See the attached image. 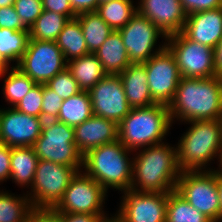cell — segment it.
Returning <instances> with one entry per match:
<instances>
[{
	"label": "cell",
	"mask_w": 222,
	"mask_h": 222,
	"mask_svg": "<svg viewBox=\"0 0 222 222\" xmlns=\"http://www.w3.org/2000/svg\"><path fill=\"white\" fill-rule=\"evenodd\" d=\"M118 31L132 64L144 63L166 47V42L158 48L155 47L158 38L162 37L166 40L167 37L138 11L131 17L129 23Z\"/></svg>",
	"instance_id": "7c38bea8"
},
{
	"label": "cell",
	"mask_w": 222,
	"mask_h": 222,
	"mask_svg": "<svg viewBox=\"0 0 222 222\" xmlns=\"http://www.w3.org/2000/svg\"><path fill=\"white\" fill-rule=\"evenodd\" d=\"M69 19L62 14L43 10L29 29V39L56 41Z\"/></svg>",
	"instance_id": "4dcf8cb0"
},
{
	"label": "cell",
	"mask_w": 222,
	"mask_h": 222,
	"mask_svg": "<svg viewBox=\"0 0 222 222\" xmlns=\"http://www.w3.org/2000/svg\"><path fill=\"white\" fill-rule=\"evenodd\" d=\"M0 28H7L15 31H29L22 23L13 5L0 7Z\"/></svg>",
	"instance_id": "8d00e7d4"
},
{
	"label": "cell",
	"mask_w": 222,
	"mask_h": 222,
	"mask_svg": "<svg viewBox=\"0 0 222 222\" xmlns=\"http://www.w3.org/2000/svg\"><path fill=\"white\" fill-rule=\"evenodd\" d=\"M137 11L154 23L166 37L182 32L187 18L180 0H140Z\"/></svg>",
	"instance_id": "e0dca14e"
},
{
	"label": "cell",
	"mask_w": 222,
	"mask_h": 222,
	"mask_svg": "<svg viewBox=\"0 0 222 222\" xmlns=\"http://www.w3.org/2000/svg\"><path fill=\"white\" fill-rule=\"evenodd\" d=\"M43 10L65 15L69 20L76 18L70 0H42Z\"/></svg>",
	"instance_id": "ab89813d"
},
{
	"label": "cell",
	"mask_w": 222,
	"mask_h": 222,
	"mask_svg": "<svg viewBox=\"0 0 222 222\" xmlns=\"http://www.w3.org/2000/svg\"><path fill=\"white\" fill-rule=\"evenodd\" d=\"M168 110L173 123L222 120V77H182Z\"/></svg>",
	"instance_id": "6da1fadb"
},
{
	"label": "cell",
	"mask_w": 222,
	"mask_h": 222,
	"mask_svg": "<svg viewBox=\"0 0 222 222\" xmlns=\"http://www.w3.org/2000/svg\"><path fill=\"white\" fill-rule=\"evenodd\" d=\"M107 191L92 177L79 171L71 179L62 198L53 207L59 213H86L105 217Z\"/></svg>",
	"instance_id": "30bf717a"
},
{
	"label": "cell",
	"mask_w": 222,
	"mask_h": 222,
	"mask_svg": "<svg viewBox=\"0 0 222 222\" xmlns=\"http://www.w3.org/2000/svg\"><path fill=\"white\" fill-rule=\"evenodd\" d=\"M93 115L91 98L88 91H80L63 100L57 121L75 127Z\"/></svg>",
	"instance_id": "484cf974"
},
{
	"label": "cell",
	"mask_w": 222,
	"mask_h": 222,
	"mask_svg": "<svg viewBox=\"0 0 222 222\" xmlns=\"http://www.w3.org/2000/svg\"><path fill=\"white\" fill-rule=\"evenodd\" d=\"M217 187H218V194L221 205V221H222V171L220 169H217Z\"/></svg>",
	"instance_id": "f6af8a7d"
},
{
	"label": "cell",
	"mask_w": 222,
	"mask_h": 222,
	"mask_svg": "<svg viewBox=\"0 0 222 222\" xmlns=\"http://www.w3.org/2000/svg\"><path fill=\"white\" fill-rule=\"evenodd\" d=\"M63 99L46 84H43L42 119L57 120Z\"/></svg>",
	"instance_id": "d590c367"
},
{
	"label": "cell",
	"mask_w": 222,
	"mask_h": 222,
	"mask_svg": "<svg viewBox=\"0 0 222 222\" xmlns=\"http://www.w3.org/2000/svg\"><path fill=\"white\" fill-rule=\"evenodd\" d=\"M82 168H72L47 160H39L34 181L27 196L33 207L53 208L62 198L71 179Z\"/></svg>",
	"instance_id": "ba28073f"
},
{
	"label": "cell",
	"mask_w": 222,
	"mask_h": 222,
	"mask_svg": "<svg viewBox=\"0 0 222 222\" xmlns=\"http://www.w3.org/2000/svg\"><path fill=\"white\" fill-rule=\"evenodd\" d=\"M109 1H112V0H99V4L109 2Z\"/></svg>",
	"instance_id": "c3c4849f"
},
{
	"label": "cell",
	"mask_w": 222,
	"mask_h": 222,
	"mask_svg": "<svg viewBox=\"0 0 222 222\" xmlns=\"http://www.w3.org/2000/svg\"><path fill=\"white\" fill-rule=\"evenodd\" d=\"M142 64L146 68L152 99L156 103L169 105L182 78L175 57L165 47Z\"/></svg>",
	"instance_id": "4fadbf2b"
},
{
	"label": "cell",
	"mask_w": 222,
	"mask_h": 222,
	"mask_svg": "<svg viewBox=\"0 0 222 222\" xmlns=\"http://www.w3.org/2000/svg\"><path fill=\"white\" fill-rule=\"evenodd\" d=\"M117 211L124 222H166L168 193L127 189Z\"/></svg>",
	"instance_id": "5bb4252c"
},
{
	"label": "cell",
	"mask_w": 222,
	"mask_h": 222,
	"mask_svg": "<svg viewBox=\"0 0 222 222\" xmlns=\"http://www.w3.org/2000/svg\"><path fill=\"white\" fill-rule=\"evenodd\" d=\"M165 42L175 57L182 77L218 76L214 65V49L188 39L182 32L168 36Z\"/></svg>",
	"instance_id": "9c48e42d"
},
{
	"label": "cell",
	"mask_w": 222,
	"mask_h": 222,
	"mask_svg": "<svg viewBox=\"0 0 222 222\" xmlns=\"http://www.w3.org/2000/svg\"><path fill=\"white\" fill-rule=\"evenodd\" d=\"M37 84H46L67 67L56 41L29 39L26 52L15 65Z\"/></svg>",
	"instance_id": "8fae6325"
},
{
	"label": "cell",
	"mask_w": 222,
	"mask_h": 222,
	"mask_svg": "<svg viewBox=\"0 0 222 222\" xmlns=\"http://www.w3.org/2000/svg\"><path fill=\"white\" fill-rule=\"evenodd\" d=\"M94 54L108 74L118 75L132 64L119 31L109 35Z\"/></svg>",
	"instance_id": "44dd1931"
},
{
	"label": "cell",
	"mask_w": 222,
	"mask_h": 222,
	"mask_svg": "<svg viewBox=\"0 0 222 222\" xmlns=\"http://www.w3.org/2000/svg\"><path fill=\"white\" fill-rule=\"evenodd\" d=\"M46 85L63 100L81 91L78 82L73 78V75L67 67L63 71L57 73Z\"/></svg>",
	"instance_id": "d6a6232c"
},
{
	"label": "cell",
	"mask_w": 222,
	"mask_h": 222,
	"mask_svg": "<svg viewBox=\"0 0 222 222\" xmlns=\"http://www.w3.org/2000/svg\"><path fill=\"white\" fill-rule=\"evenodd\" d=\"M79 20L89 53H95L114 30L96 11L81 13Z\"/></svg>",
	"instance_id": "d4e9b609"
},
{
	"label": "cell",
	"mask_w": 222,
	"mask_h": 222,
	"mask_svg": "<svg viewBox=\"0 0 222 222\" xmlns=\"http://www.w3.org/2000/svg\"><path fill=\"white\" fill-rule=\"evenodd\" d=\"M44 120L18 111L0 108V143L9 147H33L42 132Z\"/></svg>",
	"instance_id": "2e32d148"
},
{
	"label": "cell",
	"mask_w": 222,
	"mask_h": 222,
	"mask_svg": "<svg viewBox=\"0 0 222 222\" xmlns=\"http://www.w3.org/2000/svg\"><path fill=\"white\" fill-rule=\"evenodd\" d=\"M11 147L0 143V183L10 179Z\"/></svg>",
	"instance_id": "60d3db41"
},
{
	"label": "cell",
	"mask_w": 222,
	"mask_h": 222,
	"mask_svg": "<svg viewBox=\"0 0 222 222\" xmlns=\"http://www.w3.org/2000/svg\"><path fill=\"white\" fill-rule=\"evenodd\" d=\"M5 75L2 94H4L6 102L10 103L11 107H14L28 94L36 83L14 65L10 66V68L4 67L0 78L5 77Z\"/></svg>",
	"instance_id": "83f0119b"
},
{
	"label": "cell",
	"mask_w": 222,
	"mask_h": 222,
	"mask_svg": "<svg viewBox=\"0 0 222 222\" xmlns=\"http://www.w3.org/2000/svg\"><path fill=\"white\" fill-rule=\"evenodd\" d=\"M39 160L72 168L83 167V155L75 144L74 127L57 120H45L40 137L33 145Z\"/></svg>",
	"instance_id": "8992f818"
},
{
	"label": "cell",
	"mask_w": 222,
	"mask_h": 222,
	"mask_svg": "<svg viewBox=\"0 0 222 222\" xmlns=\"http://www.w3.org/2000/svg\"><path fill=\"white\" fill-rule=\"evenodd\" d=\"M75 144L84 156L88 151L118 140V125L111 120L92 115L74 127Z\"/></svg>",
	"instance_id": "d6986e66"
},
{
	"label": "cell",
	"mask_w": 222,
	"mask_h": 222,
	"mask_svg": "<svg viewBox=\"0 0 222 222\" xmlns=\"http://www.w3.org/2000/svg\"><path fill=\"white\" fill-rule=\"evenodd\" d=\"M63 52L66 62L89 54L80 22L77 18L70 19L59 33L56 40Z\"/></svg>",
	"instance_id": "cb8c5ba5"
},
{
	"label": "cell",
	"mask_w": 222,
	"mask_h": 222,
	"mask_svg": "<svg viewBox=\"0 0 222 222\" xmlns=\"http://www.w3.org/2000/svg\"><path fill=\"white\" fill-rule=\"evenodd\" d=\"M67 69L78 82L81 91H89L98 81L108 75L94 53L67 62Z\"/></svg>",
	"instance_id": "7402d4cb"
},
{
	"label": "cell",
	"mask_w": 222,
	"mask_h": 222,
	"mask_svg": "<svg viewBox=\"0 0 222 222\" xmlns=\"http://www.w3.org/2000/svg\"><path fill=\"white\" fill-rule=\"evenodd\" d=\"M166 222H213L175 190L168 193Z\"/></svg>",
	"instance_id": "1f68e13d"
},
{
	"label": "cell",
	"mask_w": 222,
	"mask_h": 222,
	"mask_svg": "<svg viewBox=\"0 0 222 222\" xmlns=\"http://www.w3.org/2000/svg\"><path fill=\"white\" fill-rule=\"evenodd\" d=\"M88 92L95 116L111 120L118 125L131 110L119 75L108 74Z\"/></svg>",
	"instance_id": "9a60e30c"
},
{
	"label": "cell",
	"mask_w": 222,
	"mask_h": 222,
	"mask_svg": "<svg viewBox=\"0 0 222 222\" xmlns=\"http://www.w3.org/2000/svg\"><path fill=\"white\" fill-rule=\"evenodd\" d=\"M96 12L114 31H118L129 23L137 6L133 5V0H112L99 4Z\"/></svg>",
	"instance_id": "f546056e"
},
{
	"label": "cell",
	"mask_w": 222,
	"mask_h": 222,
	"mask_svg": "<svg viewBox=\"0 0 222 222\" xmlns=\"http://www.w3.org/2000/svg\"><path fill=\"white\" fill-rule=\"evenodd\" d=\"M29 31H15L0 28V63L10 67L13 62L17 65L27 49Z\"/></svg>",
	"instance_id": "4316f807"
},
{
	"label": "cell",
	"mask_w": 222,
	"mask_h": 222,
	"mask_svg": "<svg viewBox=\"0 0 222 222\" xmlns=\"http://www.w3.org/2000/svg\"><path fill=\"white\" fill-rule=\"evenodd\" d=\"M33 147H11L10 179L20 187H31L38 164Z\"/></svg>",
	"instance_id": "603a6c76"
},
{
	"label": "cell",
	"mask_w": 222,
	"mask_h": 222,
	"mask_svg": "<svg viewBox=\"0 0 222 222\" xmlns=\"http://www.w3.org/2000/svg\"><path fill=\"white\" fill-rule=\"evenodd\" d=\"M43 84H35L28 94L16 105L18 111L42 118Z\"/></svg>",
	"instance_id": "836d02e7"
},
{
	"label": "cell",
	"mask_w": 222,
	"mask_h": 222,
	"mask_svg": "<svg viewBox=\"0 0 222 222\" xmlns=\"http://www.w3.org/2000/svg\"><path fill=\"white\" fill-rule=\"evenodd\" d=\"M3 69H4V66L0 63V75H1V73L3 71Z\"/></svg>",
	"instance_id": "681fc988"
},
{
	"label": "cell",
	"mask_w": 222,
	"mask_h": 222,
	"mask_svg": "<svg viewBox=\"0 0 222 222\" xmlns=\"http://www.w3.org/2000/svg\"><path fill=\"white\" fill-rule=\"evenodd\" d=\"M175 191L213 222H221L217 169L181 172Z\"/></svg>",
	"instance_id": "52a82bcc"
},
{
	"label": "cell",
	"mask_w": 222,
	"mask_h": 222,
	"mask_svg": "<svg viewBox=\"0 0 222 222\" xmlns=\"http://www.w3.org/2000/svg\"><path fill=\"white\" fill-rule=\"evenodd\" d=\"M168 105L131 108L118 124V140L131 151L164 143L173 125Z\"/></svg>",
	"instance_id": "277c9868"
},
{
	"label": "cell",
	"mask_w": 222,
	"mask_h": 222,
	"mask_svg": "<svg viewBox=\"0 0 222 222\" xmlns=\"http://www.w3.org/2000/svg\"><path fill=\"white\" fill-rule=\"evenodd\" d=\"M131 152L119 140L104 144L83 156L82 170L106 191L112 188L122 193L131 188L133 157H128Z\"/></svg>",
	"instance_id": "5b68a950"
},
{
	"label": "cell",
	"mask_w": 222,
	"mask_h": 222,
	"mask_svg": "<svg viewBox=\"0 0 222 222\" xmlns=\"http://www.w3.org/2000/svg\"><path fill=\"white\" fill-rule=\"evenodd\" d=\"M32 208L27 194L20 196L0 190V222H27Z\"/></svg>",
	"instance_id": "f1b7e54d"
},
{
	"label": "cell",
	"mask_w": 222,
	"mask_h": 222,
	"mask_svg": "<svg viewBox=\"0 0 222 222\" xmlns=\"http://www.w3.org/2000/svg\"><path fill=\"white\" fill-rule=\"evenodd\" d=\"M100 222H124V221L116 213L112 217H108V216L103 217Z\"/></svg>",
	"instance_id": "bcb514c9"
},
{
	"label": "cell",
	"mask_w": 222,
	"mask_h": 222,
	"mask_svg": "<svg viewBox=\"0 0 222 222\" xmlns=\"http://www.w3.org/2000/svg\"><path fill=\"white\" fill-rule=\"evenodd\" d=\"M72 9L76 15L97 11L99 0H70Z\"/></svg>",
	"instance_id": "b9f144b4"
},
{
	"label": "cell",
	"mask_w": 222,
	"mask_h": 222,
	"mask_svg": "<svg viewBox=\"0 0 222 222\" xmlns=\"http://www.w3.org/2000/svg\"><path fill=\"white\" fill-rule=\"evenodd\" d=\"M187 15L222 7V0H180Z\"/></svg>",
	"instance_id": "74e56055"
},
{
	"label": "cell",
	"mask_w": 222,
	"mask_h": 222,
	"mask_svg": "<svg viewBox=\"0 0 222 222\" xmlns=\"http://www.w3.org/2000/svg\"><path fill=\"white\" fill-rule=\"evenodd\" d=\"M27 222H61V214L54 208L33 207Z\"/></svg>",
	"instance_id": "f35d334b"
},
{
	"label": "cell",
	"mask_w": 222,
	"mask_h": 222,
	"mask_svg": "<svg viewBox=\"0 0 222 222\" xmlns=\"http://www.w3.org/2000/svg\"><path fill=\"white\" fill-rule=\"evenodd\" d=\"M190 127L176 145L178 165L182 172L212 171L207 166L218 158L222 163V120L188 121ZM218 156V157H217Z\"/></svg>",
	"instance_id": "3957f363"
},
{
	"label": "cell",
	"mask_w": 222,
	"mask_h": 222,
	"mask_svg": "<svg viewBox=\"0 0 222 222\" xmlns=\"http://www.w3.org/2000/svg\"><path fill=\"white\" fill-rule=\"evenodd\" d=\"M182 33L194 42L215 49L222 39V7L187 15Z\"/></svg>",
	"instance_id": "ac0fdd59"
},
{
	"label": "cell",
	"mask_w": 222,
	"mask_h": 222,
	"mask_svg": "<svg viewBox=\"0 0 222 222\" xmlns=\"http://www.w3.org/2000/svg\"><path fill=\"white\" fill-rule=\"evenodd\" d=\"M121 78L127 102L131 108L149 107L156 102L152 99L145 66L130 64L118 74Z\"/></svg>",
	"instance_id": "ffe728a7"
},
{
	"label": "cell",
	"mask_w": 222,
	"mask_h": 222,
	"mask_svg": "<svg viewBox=\"0 0 222 222\" xmlns=\"http://www.w3.org/2000/svg\"><path fill=\"white\" fill-rule=\"evenodd\" d=\"M167 142L135 151L131 188L143 192L169 193L181 174L176 147Z\"/></svg>",
	"instance_id": "7a4b0ae2"
},
{
	"label": "cell",
	"mask_w": 222,
	"mask_h": 222,
	"mask_svg": "<svg viewBox=\"0 0 222 222\" xmlns=\"http://www.w3.org/2000/svg\"><path fill=\"white\" fill-rule=\"evenodd\" d=\"M61 222H100L103 217L86 213H60Z\"/></svg>",
	"instance_id": "7bdbcfd3"
},
{
	"label": "cell",
	"mask_w": 222,
	"mask_h": 222,
	"mask_svg": "<svg viewBox=\"0 0 222 222\" xmlns=\"http://www.w3.org/2000/svg\"><path fill=\"white\" fill-rule=\"evenodd\" d=\"M214 65L217 75L222 77V39L214 49Z\"/></svg>",
	"instance_id": "ee69618b"
},
{
	"label": "cell",
	"mask_w": 222,
	"mask_h": 222,
	"mask_svg": "<svg viewBox=\"0 0 222 222\" xmlns=\"http://www.w3.org/2000/svg\"><path fill=\"white\" fill-rule=\"evenodd\" d=\"M13 6L22 23L28 29L43 12L42 0H15Z\"/></svg>",
	"instance_id": "e575fe53"
},
{
	"label": "cell",
	"mask_w": 222,
	"mask_h": 222,
	"mask_svg": "<svg viewBox=\"0 0 222 222\" xmlns=\"http://www.w3.org/2000/svg\"><path fill=\"white\" fill-rule=\"evenodd\" d=\"M15 0H0V7L14 5Z\"/></svg>",
	"instance_id": "7dc6e473"
}]
</instances>
